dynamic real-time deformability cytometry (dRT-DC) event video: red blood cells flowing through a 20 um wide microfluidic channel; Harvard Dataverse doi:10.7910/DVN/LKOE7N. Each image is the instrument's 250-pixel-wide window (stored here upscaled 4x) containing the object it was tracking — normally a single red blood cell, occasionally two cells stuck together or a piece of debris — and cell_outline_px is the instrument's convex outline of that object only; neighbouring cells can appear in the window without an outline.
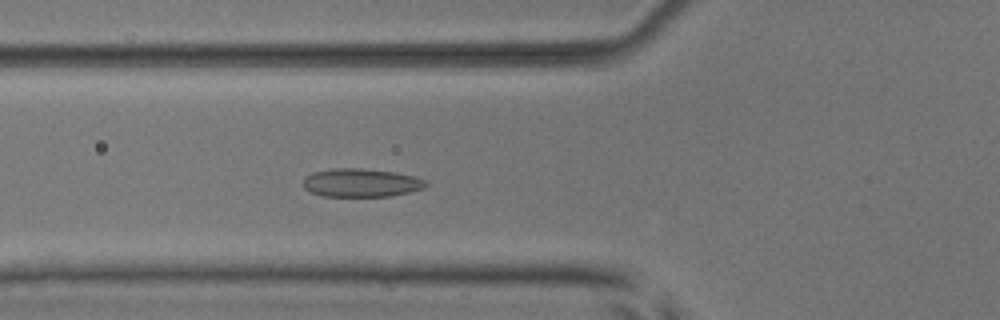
{"species": "common noctule bat (a hibernating species)", "species_latin": "Nyctalus noctula", "temperature_condition": "room temperature", "stored_images_in_passage": 52, "camera_frame_rate_fps": 3000, "um_per_image_px": 0.085, "animal": {"sex": "male", "body_mass_g": 17.9, "forearm_length_mm": 54.2}, "frame": {"image": 1, "passage_image": 19, "time_ms": 6.0, "image_size_px": [1000, 320], "cell_outline_px": [[428, 184], [424, 188], [392, 196], [320, 196], [304, 188], [304, 176], [312, 172], [332, 168], [360, 168], [396, 172], [416, 176], [424, 180]], "centroid_in_image_um": [30.69, 15.52], "position_along_channel_um": 95.1, "area_um2": 20.4}}
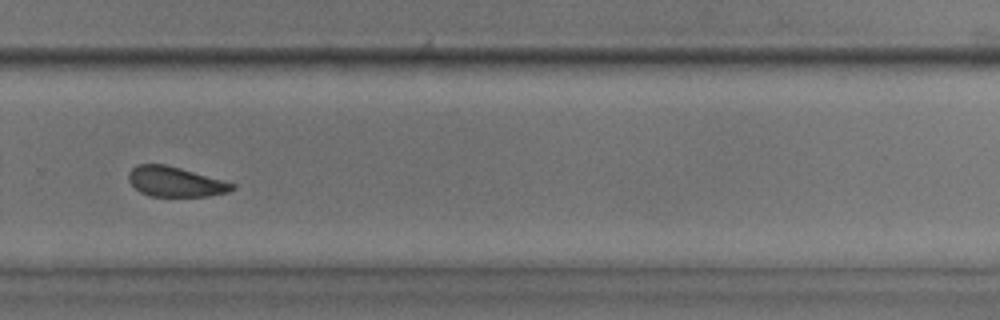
{"frame": {"image": 2, "passage_image": 36, "time_ms": 11.667, "image_size_px": [1000, 320], "cell_outline_px": [[236, 188], [228, 192], [208, 196], [148, 196], [140, 192], [128, 180], [128, 172], [136, 164], [164, 164], [180, 168], [236, 184]], "centroid_in_image_um": [14.88, 15.45], "position_along_channel_um": 314.9, "area_um2": 18.03}}
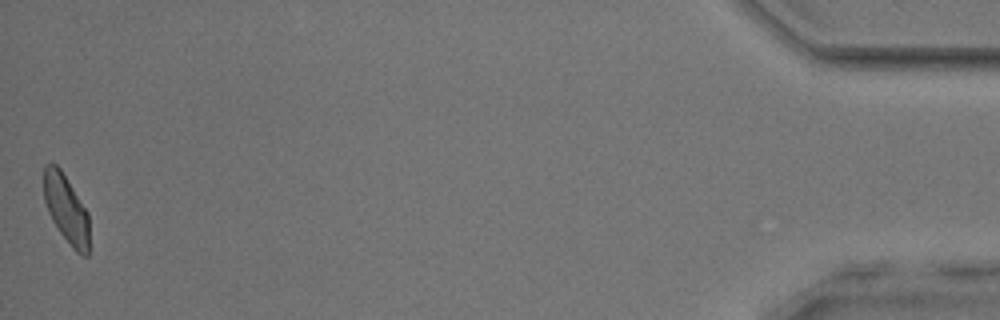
{"frame": {"image": 3, "passage_image": 52, "time_ms": 17.0, "image_size_px": [1000, 320], "cell_outline_px": [[88, 256], [80, 256], [72, 248], [60, 232], [52, 220], [48, 212], [44, 200], [44, 164], [56, 164], [60, 168], [88, 212]], "centroid_in_image_um": [5.62, 17.78], "position_along_channel_um": 429.6, "area_um2": 17.98}, "authors_computed_cell_mechanics": {"area_um2": 19.363, "velocity_mm_per_s": 3.8847, "shape_relaxation_time_tau1_ms": 5.9095, "shape_relaxation_time_tau2_ms": 2.3324, "deformation_change_tau1": 0.0979, "deformation_change_tau2": 0.0796}}